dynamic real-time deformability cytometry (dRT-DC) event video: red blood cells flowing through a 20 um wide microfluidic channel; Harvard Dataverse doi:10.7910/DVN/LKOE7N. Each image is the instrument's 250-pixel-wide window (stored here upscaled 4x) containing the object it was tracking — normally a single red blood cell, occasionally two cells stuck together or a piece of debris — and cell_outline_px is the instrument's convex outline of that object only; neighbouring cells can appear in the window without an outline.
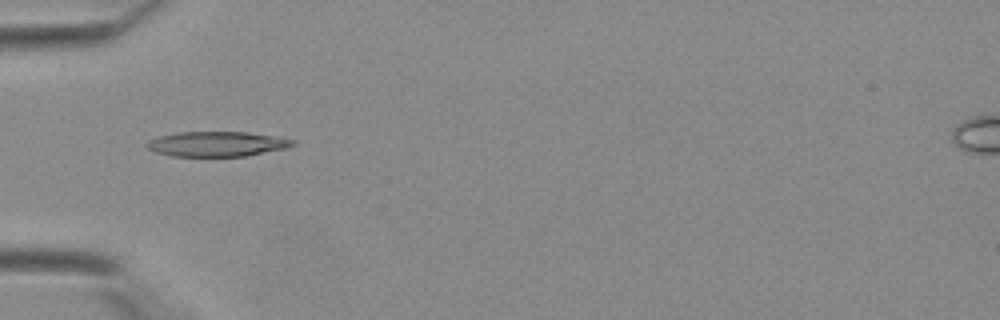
{"species": "Egyptian fruit bat (a non-hibernating species)", "species_latin": "Rousettus aegyptiacus", "temperature_condition": "warm", "stored_images_in_passage": 23, "camera_frame_rate_fps": 3000, "um_per_image_px": 0.085, "animal": {"sex": "female"}, "frame": {"image": 1, "passage_image": 1, "time_ms": 0.0, "image_size_px": [1000, 320], "cell_outline_px": [[296, 144], [288, 148], [244, 156], [172, 156], [156, 152], [148, 148], [144, 144], [148, 140], [160, 136], [180, 132], [248, 132], [296, 140]], "centroid_in_image_um": [18.45, 12.24], "position_along_channel_um": 66.6, "area_um2": 21.15}}
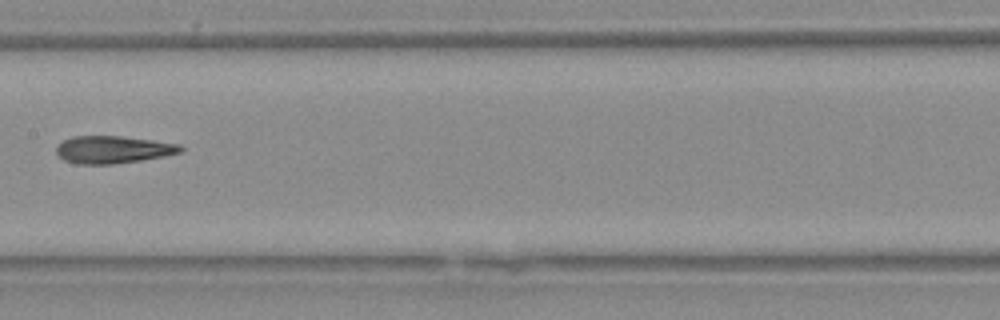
{"frame": {"image": 2, "passage_image": 9, "time_ms": 2.667, "image_size_px": [1000, 320], "cell_outline_px": [[184, 148], [180, 152], [164, 156], [140, 160], [112, 164], [76, 164], [64, 160], [56, 152], [56, 148], [64, 140], [72, 136], [120, 136], [152, 140], [180, 144]], "centroid_in_image_um": [9.6, 12.71], "position_along_channel_um": 197.8, "area_um2": 19.71}}
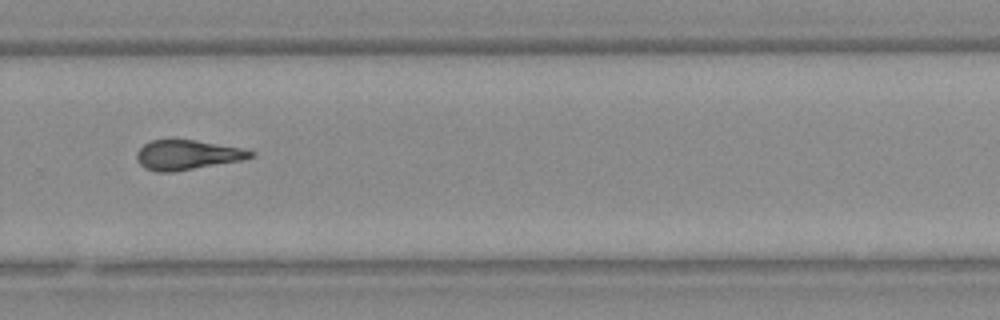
{"frame": {"image": 3, "passage_image": 16, "time_ms": 5.0, "image_size_px": [1000, 320], "cell_outline_px": [[256, 156], [244, 160], [176, 172], [156, 172], [144, 168], [136, 160], [136, 152], [144, 144], [152, 140], [196, 140], [244, 148], [256, 152]], "centroid_in_image_um": [15.96, 13.18], "position_along_channel_um": 313.8, "area_um2": 20.11}}